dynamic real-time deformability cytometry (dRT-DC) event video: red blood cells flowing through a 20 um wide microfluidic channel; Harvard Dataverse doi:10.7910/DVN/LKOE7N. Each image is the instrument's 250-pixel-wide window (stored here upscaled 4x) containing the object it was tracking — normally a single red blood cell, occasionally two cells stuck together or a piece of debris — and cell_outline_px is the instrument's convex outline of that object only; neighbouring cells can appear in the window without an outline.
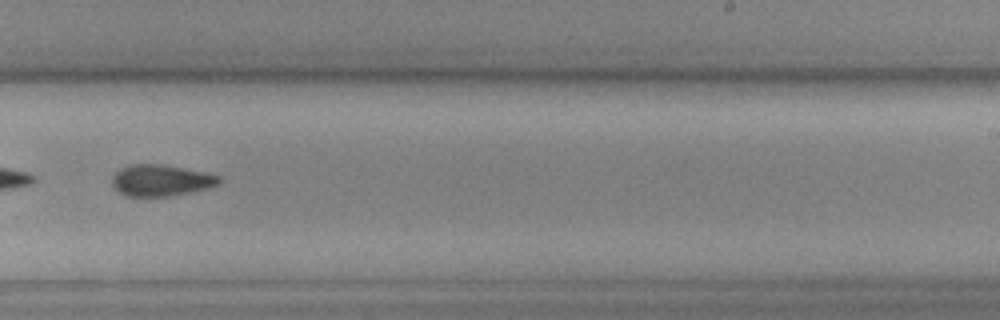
{"species": "common noctule bat (a hibernating species)", "species_latin": "Nyctalus noctula", "temperature_condition": "cold", "stored_images_in_passage": 49, "camera_frame_rate_fps": 3000, "um_per_image_px": 0.085, "animal": {"sex": "female", "body_mass_g": 19.3, "forearm_length_mm": 54.1}, "frame": {"image": 1, "passage_image": 36, "time_ms": 11.667, "image_size_px": [1000, 320], "cell_outline_px": [[220, 180], [216, 184], [208, 188], [168, 196], [124, 196], [112, 184], [112, 176], [120, 168], [128, 164], [160, 164], [204, 172], [220, 176]], "centroid_in_image_um": [13.63, 15.32], "position_along_channel_um": 275.4, "area_um2": 19.31}}
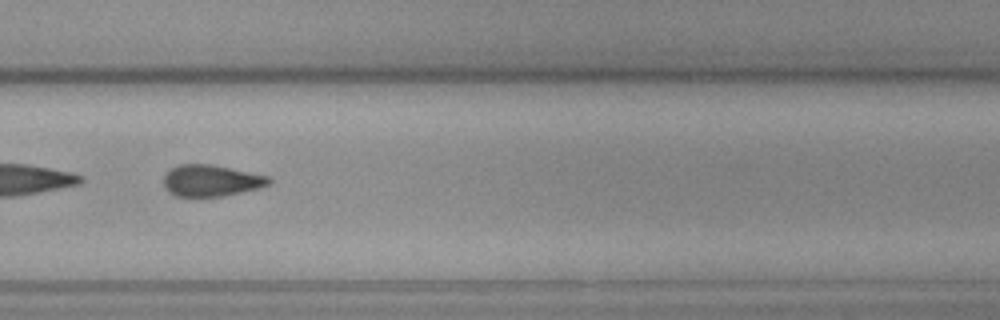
{"frame": {"image": 2, "passage_image": 39, "time_ms": 12.667, "image_size_px": [1000, 320], "cell_outline_px": [[272, 180], [268, 184], [256, 188], [224, 196], [176, 196], [168, 192], [164, 184], [164, 176], [172, 168], [180, 164], [212, 164], [268, 176]], "centroid_in_image_um": [17.92, 15.34], "position_along_channel_um": 311.9, "area_um2": 19.02}}